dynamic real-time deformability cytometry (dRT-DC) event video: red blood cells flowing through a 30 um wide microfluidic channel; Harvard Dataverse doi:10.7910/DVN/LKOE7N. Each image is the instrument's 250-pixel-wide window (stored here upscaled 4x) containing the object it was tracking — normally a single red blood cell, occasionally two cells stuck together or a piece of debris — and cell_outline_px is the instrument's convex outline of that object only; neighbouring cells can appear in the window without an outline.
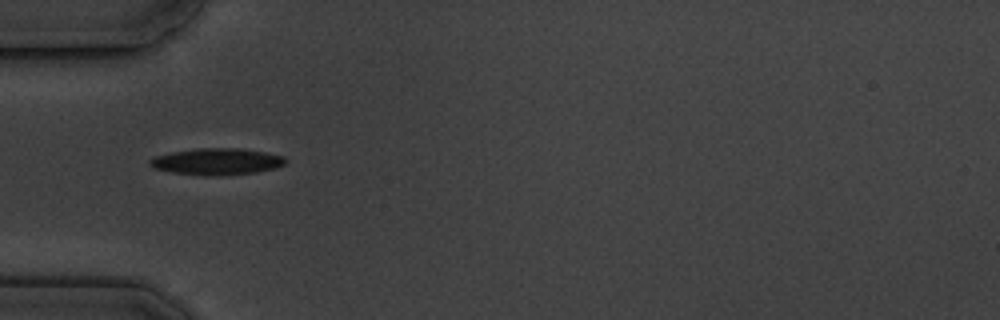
{"species": "common noctule bat (a hibernating species)", "species_latin": "Nyctalus noctula", "temperature_condition": "cold", "stored_images_in_passage": 6, "camera_frame_rate_fps": 3000, "um_per_image_px": 0.085, "animal": {"sex": "male", "body_mass_g": 19.5, "forearm_length_mm": 54.6}, "frame": {"image": 1, "passage_image": 1, "time_ms": 0.0, "image_size_px": [1000, 320], "cell_outline_px": [[288, 160], [284, 164], [276, 168], [256, 172], [220, 176], [204, 176], [172, 172], [156, 168], [148, 164], [148, 160], [152, 156], [172, 152], [196, 148], [240, 148], [264, 152], [284, 156]], "centroid_in_image_um": [18.42, 13.73], "position_along_channel_um": 66.6, "area_um2": 21.21}}